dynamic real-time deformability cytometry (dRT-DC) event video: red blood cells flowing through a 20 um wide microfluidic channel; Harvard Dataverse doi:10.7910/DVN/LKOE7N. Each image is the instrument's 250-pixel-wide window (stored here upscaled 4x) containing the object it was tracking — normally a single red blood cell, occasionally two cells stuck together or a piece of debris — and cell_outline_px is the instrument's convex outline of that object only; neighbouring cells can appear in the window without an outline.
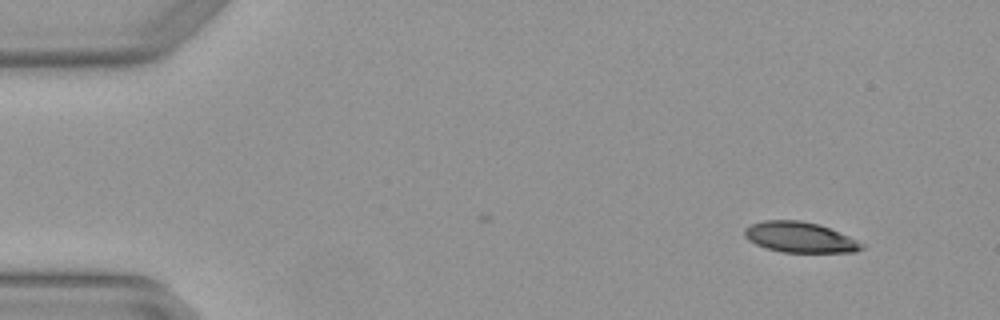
{"species": "Egyptian fruit bat (a non-hibernating species)", "species_latin": "Rousettus aegyptiacus", "temperature_condition": "warm", "stored_images_in_passage": 2, "camera_frame_rate_fps": 3000, "um_per_image_px": 0.085, "animal": {"sex": "female"}, "frame": {"image": 1, "passage_image": 2, "time_ms": 0.333, "image_size_px": [1000, 320], "cell_outline_px": [[864, 248], [856, 252], [784, 252], [768, 248], [756, 244], [748, 240], [744, 236], [744, 228], [752, 224], [764, 220], [800, 220], [820, 224], [848, 236], [864, 244]], "centroid_in_image_um": [67.99, 20.16], "position_along_channel_um": 17.0, "area_um2": 20.75}}